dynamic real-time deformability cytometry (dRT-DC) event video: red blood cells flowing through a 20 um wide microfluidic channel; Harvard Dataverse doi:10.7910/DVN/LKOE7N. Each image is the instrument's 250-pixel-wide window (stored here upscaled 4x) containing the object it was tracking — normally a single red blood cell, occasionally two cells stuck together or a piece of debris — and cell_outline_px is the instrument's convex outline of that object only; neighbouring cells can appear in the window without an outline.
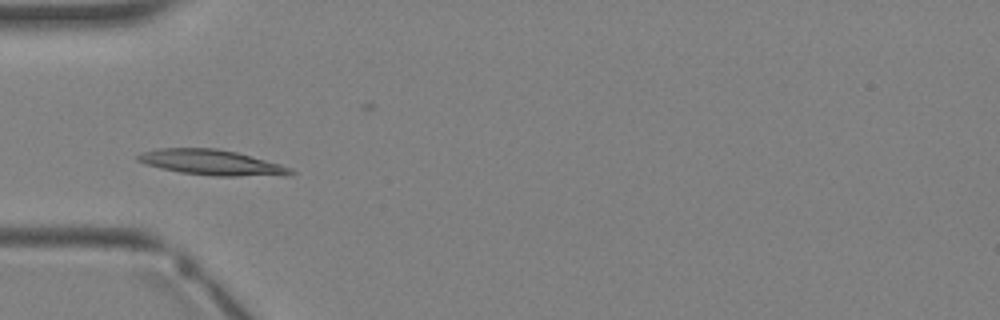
{"species": "Egyptian fruit bat (a non-hibernating species)", "species_latin": "Rousettus aegyptiacus", "temperature_condition": "warm", "stored_images_in_passage": 2, "camera_frame_rate_fps": 3000, "um_per_image_px": 0.085, "animal": {"sex": "female"}, "frame": {"image": 1, "passage_image": 2, "time_ms": 1.0, "image_size_px": [1000, 320], "cell_outline_px": [[296, 172], [288, 176], [216, 176], [180, 172], [160, 168], [144, 164], [136, 160], [136, 156], [144, 152], [160, 148], [216, 148], [236, 152], [280, 164], [292, 168]], "centroid_in_image_um": [18.03, 13.82], "position_along_channel_um": 67.0, "area_um2": 22.66}}